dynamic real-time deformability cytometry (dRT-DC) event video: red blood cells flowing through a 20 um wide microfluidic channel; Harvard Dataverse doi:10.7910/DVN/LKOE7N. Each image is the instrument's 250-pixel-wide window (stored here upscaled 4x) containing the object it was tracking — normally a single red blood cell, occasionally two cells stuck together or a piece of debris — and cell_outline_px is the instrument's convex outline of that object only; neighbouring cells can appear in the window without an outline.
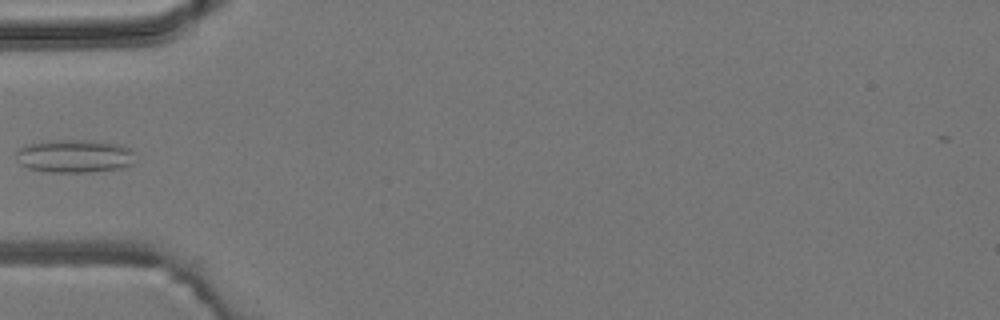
{"species": "common noctule bat (a hibernating species)", "species_latin": "Nyctalus noctula", "temperature_condition": "room temperature", "stored_images_in_passage": 5, "camera_frame_rate_fps": 3000, "um_per_image_px": 0.085, "animal": {"sex": "male", "body_mass_g": 19.2, "forearm_length_mm": 51.8}, "frame": {"image": 1, "passage_image": 5, "time_ms": 4.667, "image_size_px": [1000, 320], "cell_outline_px": [[132, 164], [120, 168], [88, 172], [52, 172], [28, 168], [20, 164], [16, 160], [16, 152], [20, 148], [28, 144], [52, 140], [88, 140], [120, 144], [128, 148], [132, 152]], "centroid_in_image_um": [6.29, 13.26], "position_along_channel_um": 78.7, "area_um2": 22.77}}